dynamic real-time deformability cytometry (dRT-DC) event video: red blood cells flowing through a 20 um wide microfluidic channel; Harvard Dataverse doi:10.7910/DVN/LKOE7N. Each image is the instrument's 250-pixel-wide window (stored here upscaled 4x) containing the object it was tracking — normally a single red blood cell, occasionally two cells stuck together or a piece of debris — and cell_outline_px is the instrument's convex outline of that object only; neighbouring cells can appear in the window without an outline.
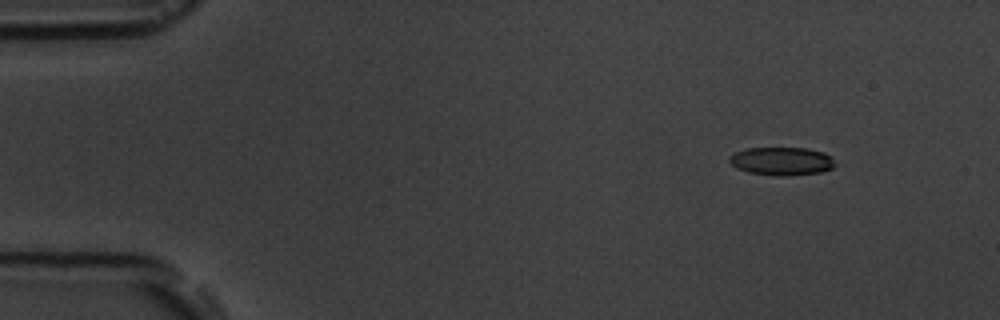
{"species": "common noctule bat (a hibernating species)", "species_latin": "Nyctalus noctula", "temperature_condition": "room temperature", "stored_images_in_passage": 5, "camera_frame_rate_fps": 3000, "um_per_image_px": 0.085, "animal": {"sex": "male", "body_mass_g": 19.5, "forearm_length_mm": 54.6}, "frame": {"image": 1, "passage_image": 1, "time_ms": 0.0, "image_size_px": [1000, 320], "cell_outline_px": [[836, 164], [832, 168], [820, 172], [788, 176], [776, 176], [748, 172], [736, 168], [728, 160], [728, 156], [736, 152], [748, 148], [808, 148], [824, 152], [832, 156]], "centroid_in_image_um": [66.46, 13.7], "position_along_channel_um": 18.5, "area_um2": 17.51}}